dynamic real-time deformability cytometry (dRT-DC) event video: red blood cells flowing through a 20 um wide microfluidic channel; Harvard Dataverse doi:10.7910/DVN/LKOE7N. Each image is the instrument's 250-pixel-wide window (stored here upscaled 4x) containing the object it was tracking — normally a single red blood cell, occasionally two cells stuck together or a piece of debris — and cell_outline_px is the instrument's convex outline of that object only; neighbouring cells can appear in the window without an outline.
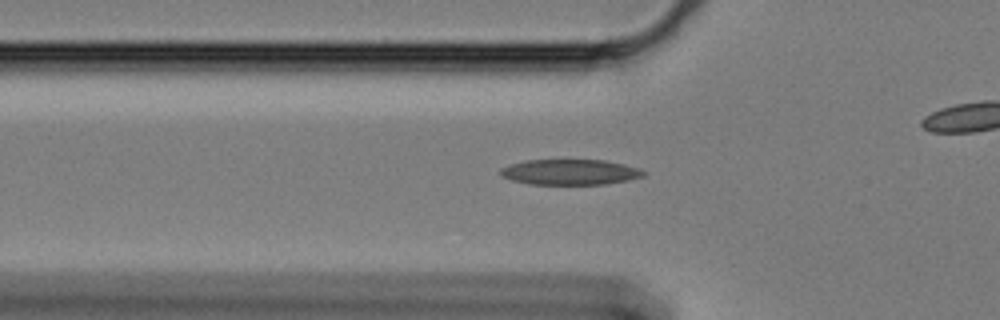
{"species": "Egyptian fruit bat (a non-hibernating species)", "species_latin": "Rousettus aegyptiacus", "temperature_condition": "cold", "stored_images_in_passage": 43, "camera_frame_rate_fps": 3000, "um_per_image_px": 0.085, "animal": {"sex": "female"}, "frame": {"image": 1, "passage_image": 14, "time_ms": 4.333, "image_size_px": [1000, 320], "cell_outline_px": [[648, 172], [644, 176], [628, 180], [604, 184], [528, 184], [512, 180], [504, 176], [500, 172], [500, 168], [508, 164], [524, 160], [604, 160], [624, 164], [640, 168]], "centroid_in_image_um": [48.48, 14.62], "position_along_channel_um": 77.3, "area_um2": 21.33}}
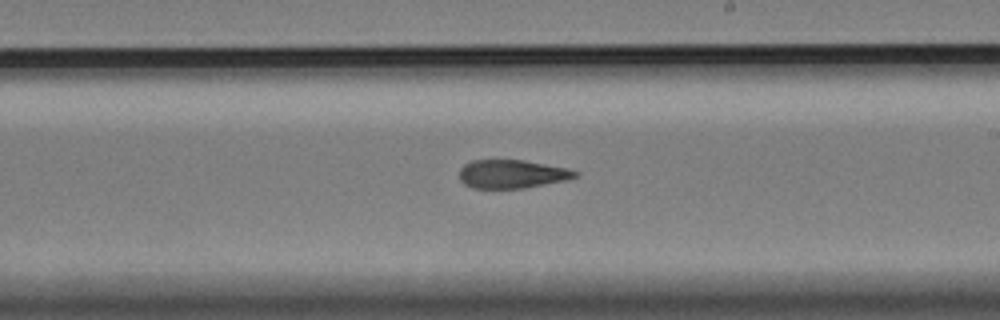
{"frame": {"image": 2, "passage_image": 29, "time_ms": 9.333, "image_size_px": [1000, 320], "cell_outline_px": [[580, 176], [568, 180], [524, 188], [472, 188], [464, 184], [460, 180], [460, 168], [464, 164], [472, 160], [524, 160], [564, 168], [580, 172]], "centroid_in_image_um": [43.52, 14.8], "position_along_channel_um": 245.5, "area_um2": 19.25}}
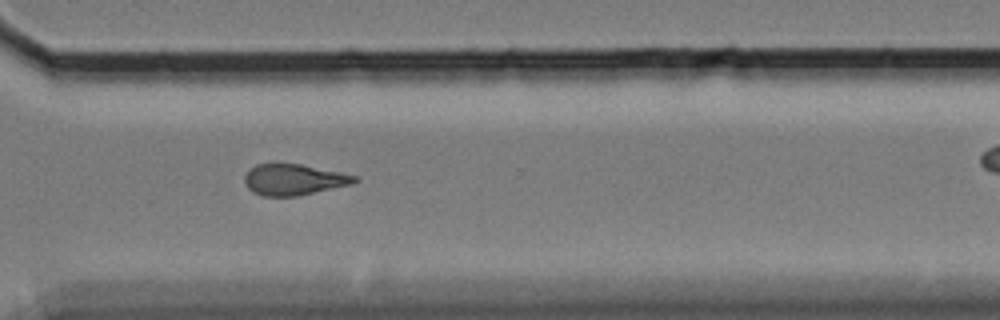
{"frame": {"image": 3, "passage_image": 38, "time_ms": 12.333, "image_size_px": [1000, 320], "cell_outline_px": [[360, 180], [352, 184], [296, 196], [264, 196], [252, 192], [244, 184], [244, 176], [256, 164], [300, 164], [360, 176]], "centroid_in_image_um": [25.0, 15.27], "position_along_channel_um": 345.6, "area_um2": 19.83}}